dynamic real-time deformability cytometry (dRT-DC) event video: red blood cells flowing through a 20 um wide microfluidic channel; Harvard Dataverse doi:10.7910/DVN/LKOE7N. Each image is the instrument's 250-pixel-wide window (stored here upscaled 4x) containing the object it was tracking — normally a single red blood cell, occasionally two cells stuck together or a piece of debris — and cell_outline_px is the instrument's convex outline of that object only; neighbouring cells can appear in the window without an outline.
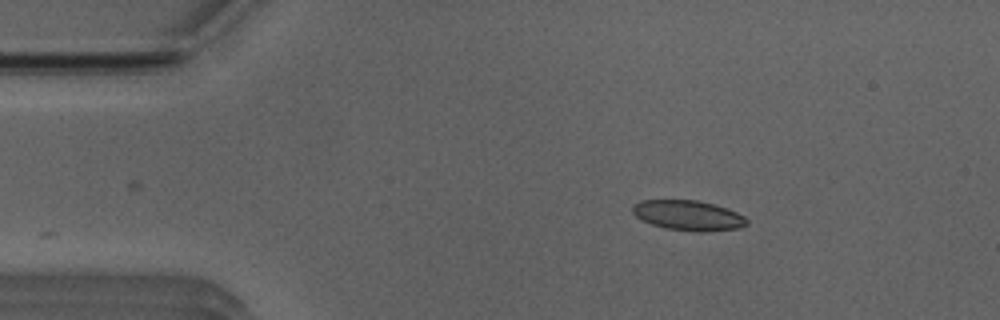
{"species": "Egyptian fruit bat (a non-hibernating species)", "species_latin": "Rousettus aegyptiacus", "temperature_condition": "room temperature", "stored_images_in_passage": 7, "camera_frame_rate_fps": 3000, "um_per_image_px": 0.085, "animal": {"sex": "male"}, "frame": {"image": 1, "passage_image": 1, "time_ms": 0.0, "image_size_px": [1000, 320], "cell_outline_px": [[748, 224], [740, 228], [704, 232], [696, 232], [664, 228], [652, 224], [636, 216], [632, 212], [632, 208], [640, 200], [696, 200], [712, 204], [736, 212], [744, 216], [748, 220]], "centroid_in_image_um": [58.52, 18.32], "position_along_channel_um": 26.5, "area_um2": 19.88}}